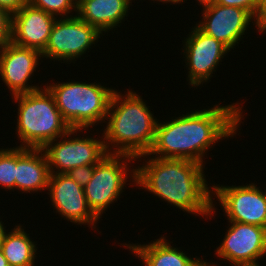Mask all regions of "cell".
Instances as JSON below:
<instances>
[{
  "label": "cell",
  "mask_w": 266,
  "mask_h": 266,
  "mask_svg": "<svg viewBox=\"0 0 266 266\" xmlns=\"http://www.w3.org/2000/svg\"><path fill=\"white\" fill-rule=\"evenodd\" d=\"M243 105L238 101L215 104L201 110L157 122L155 139L147 155L159 158L186 159L206 165L205 155L220 140L237 134L244 121ZM166 122V123H165ZM238 129V130H237Z\"/></svg>",
  "instance_id": "obj_1"
},
{
  "label": "cell",
  "mask_w": 266,
  "mask_h": 266,
  "mask_svg": "<svg viewBox=\"0 0 266 266\" xmlns=\"http://www.w3.org/2000/svg\"><path fill=\"white\" fill-rule=\"evenodd\" d=\"M142 158L145 160L143 165L135 167V187L153 193L178 211L213 218L217 210L213 203L218 202L212 198V186H208L205 166L186 159L147 154L137 157L136 161L141 162Z\"/></svg>",
  "instance_id": "obj_2"
},
{
  "label": "cell",
  "mask_w": 266,
  "mask_h": 266,
  "mask_svg": "<svg viewBox=\"0 0 266 266\" xmlns=\"http://www.w3.org/2000/svg\"><path fill=\"white\" fill-rule=\"evenodd\" d=\"M120 92H113L105 121L107 125L102 129L105 148L108 154L137 158L150 151L159 119L138 92L132 89H127L125 94Z\"/></svg>",
  "instance_id": "obj_3"
},
{
  "label": "cell",
  "mask_w": 266,
  "mask_h": 266,
  "mask_svg": "<svg viewBox=\"0 0 266 266\" xmlns=\"http://www.w3.org/2000/svg\"><path fill=\"white\" fill-rule=\"evenodd\" d=\"M12 99L18 103L15 131L21 140L19 147L43 149L71 129L45 86L34 92L12 96Z\"/></svg>",
  "instance_id": "obj_4"
},
{
  "label": "cell",
  "mask_w": 266,
  "mask_h": 266,
  "mask_svg": "<svg viewBox=\"0 0 266 266\" xmlns=\"http://www.w3.org/2000/svg\"><path fill=\"white\" fill-rule=\"evenodd\" d=\"M43 86L53 95L63 120L71 129L90 131L92 127L105 123L110 101L116 90L102 86L100 82L86 83L72 79Z\"/></svg>",
  "instance_id": "obj_5"
},
{
  "label": "cell",
  "mask_w": 266,
  "mask_h": 266,
  "mask_svg": "<svg viewBox=\"0 0 266 266\" xmlns=\"http://www.w3.org/2000/svg\"><path fill=\"white\" fill-rule=\"evenodd\" d=\"M131 161L133 164L136 158L127 154H107L95 164L93 176L84 187V194L90 209L99 219L111 204L121 198L128 180L129 186H135L136 169L129 165Z\"/></svg>",
  "instance_id": "obj_6"
},
{
  "label": "cell",
  "mask_w": 266,
  "mask_h": 266,
  "mask_svg": "<svg viewBox=\"0 0 266 266\" xmlns=\"http://www.w3.org/2000/svg\"><path fill=\"white\" fill-rule=\"evenodd\" d=\"M83 130L88 131V129H70L65 135L52 140L43 148L48 159L50 174L67 173L78 166L97 164L108 154L103 134L99 136L101 139L90 135L81 137L80 133Z\"/></svg>",
  "instance_id": "obj_7"
},
{
  "label": "cell",
  "mask_w": 266,
  "mask_h": 266,
  "mask_svg": "<svg viewBox=\"0 0 266 266\" xmlns=\"http://www.w3.org/2000/svg\"><path fill=\"white\" fill-rule=\"evenodd\" d=\"M104 36L97 28L89 25L77 15L57 18L50 34L42 59L60 61L61 63H76L81 56L89 53ZM90 48V49H89ZM62 60L64 62H62ZM70 62V63H68Z\"/></svg>",
  "instance_id": "obj_8"
},
{
  "label": "cell",
  "mask_w": 266,
  "mask_h": 266,
  "mask_svg": "<svg viewBox=\"0 0 266 266\" xmlns=\"http://www.w3.org/2000/svg\"><path fill=\"white\" fill-rule=\"evenodd\" d=\"M182 54L187 72V82L193 88L209 83L219 63L231 50L221 41L206 35L196 25L184 37Z\"/></svg>",
  "instance_id": "obj_9"
},
{
  "label": "cell",
  "mask_w": 266,
  "mask_h": 266,
  "mask_svg": "<svg viewBox=\"0 0 266 266\" xmlns=\"http://www.w3.org/2000/svg\"><path fill=\"white\" fill-rule=\"evenodd\" d=\"M228 222L227 232L216 247L214 256L226 260L225 263L228 261L232 266H260L258 260L266 257V228Z\"/></svg>",
  "instance_id": "obj_10"
},
{
  "label": "cell",
  "mask_w": 266,
  "mask_h": 266,
  "mask_svg": "<svg viewBox=\"0 0 266 266\" xmlns=\"http://www.w3.org/2000/svg\"><path fill=\"white\" fill-rule=\"evenodd\" d=\"M217 198L226 220L266 228V199L257 183L247 185H212V198Z\"/></svg>",
  "instance_id": "obj_11"
},
{
  "label": "cell",
  "mask_w": 266,
  "mask_h": 266,
  "mask_svg": "<svg viewBox=\"0 0 266 266\" xmlns=\"http://www.w3.org/2000/svg\"><path fill=\"white\" fill-rule=\"evenodd\" d=\"M201 10L202 19L195 25L206 35L221 41L230 50H234L245 33L248 34L251 23L257 28L256 31L263 33L255 18L242 8L214 4Z\"/></svg>",
  "instance_id": "obj_12"
},
{
  "label": "cell",
  "mask_w": 266,
  "mask_h": 266,
  "mask_svg": "<svg viewBox=\"0 0 266 266\" xmlns=\"http://www.w3.org/2000/svg\"><path fill=\"white\" fill-rule=\"evenodd\" d=\"M42 53L9 41L0 48V78L10 96L37 91L43 87L33 85L31 79L42 61ZM31 83V85H30Z\"/></svg>",
  "instance_id": "obj_13"
},
{
  "label": "cell",
  "mask_w": 266,
  "mask_h": 266,
  "mask_svg": "<svg viewBox=\"0 0 266 266\" xmlns=\"http://www.w3.org/2000/svg\"><path fill=\"white\" fill-rule=\"evenodd\" d=\"M47 190L53 209L64 220L80 226L87 225L95 230L100 219L90 209L84 188L67 173L50 174Z\"/></svg>",
  "instance_id": "obj_14"
},
{
  "label": "cell",
  "mask_w": 266,
  "mask_h": 266,
  "mask_svg": "<svg viewBox=\"0 0 266 266\" xmlns=\"http://www.w3.org/2000/svg\"><path fill=\"white\" fill-rule=\"evenodd\" d=\"M56 19L57 17L27 3L12 14L11 42L42 53Z\"/></svg>",
  "instance_id": "obj_15"
},
{
  "label": "cell",
  "mask_w": 266,
  "mask_h": 266,
  "mask_svg": "<svg viewBox=\"0 0 266 266\" xmlns=\"http://www.w3.org/2000/svg\"><path fill=\"white\" fill-rule=\"evenodd\" d=\"M49 177V163L43 149L16 146L15 189L29 194L42 190L46 193Z\"/></svg>",
  "instance_id": "obj_16"
},
{
  "label": "cell",
  "mask_w": 266,
  "mask_h": 266,
  "mask_svg": "<svg viewBox=\"0 0 266 266\" xmlns=\"http://www.w3.org/2000/svg\"><path fill=\"white\" fill-rule=\"evenodd\" d=\"M165 235L148 244H130L123 242L122 247L130 249L144 266H206V260L202 257H191L182 251V247H175ZM170 241V242H169ZM125 243V244H124ZM202 258V259H201Z\"/></svg>",
  "instance_id": "obj_17"
},
{
  "label": "cell",
  "mask_w": 266,
  "mask_h": 266,
  "mask_svg": "<svg viewBox=\"0 0 266 266\" xmlns=\"http://www.w3.org/2000/svg\"><path fill=\"white\" fill-rule=\"evenodd\" d=\"M131 6L128 0H77L76 15L105 36L128 19Z\"/></svg>",
  "instance_id": "obj_18"
},
{
  "label": "cell",
  "mask_w": 266,
  "mask_h": 266,
  "mask_svg": "<svg viewBox=\"0 0 266 266\" xmlns=\"http://www.w3.org/2000/svg\"><path fill=\"white\" fill-rule=\"evenodd\" d=\"M14 227L3 236L0 245L3 255L9 266H35L37 244L23 229L24 226L19 224Z\"/></svg>",
  "instance_id": "obj_19"
},
{
  "label": "cell",
  "mask_w": 266,
  "mask_h": 266,
  "mask_svg": "<svg viewBox=\"0 0 266 266\" xmlns=\"http://www.w3.org/2000/svg\"><path fill=\"white\" fill-rule=\"evenodd\" d=\"M16 146L0 149V186L6 191L15 190Z\"/></svg>",
  "instance_id": "obj_20"
},
{
  "label": "cell",
  "mask_w": 266,
  "mask_h": 266,
  "mask_svg": "<svg viewBox=\"0 0 266 266\" xmlns=\"http://www.w3.org/2000/svg\"><path fill=\"white\" fill-rule=\"evenodd\" d=\"M28 3L57 18L74 16V12L76 15L77 0H28Z\"/></svg>",
  "instance_id": "obj_21"
},
{
  "label": "cell",
  "mask_w": 266,
  "mask_h": 266,
  "mask_svg": "<svg viewBox=\"0 0 266 266\" xmlns=\"http://www.w3.org/2000/svg\"><path fill=\"white\" fill-rule=\"evenodd\" d=\"M95 164L93 165H85V166H78L73 168L67 172L68 176L75 181L78 185L84 188L94 173Z\"/></svg>",
  "instance_id": "obj_22"
},
{
  "label": "cell",
  "mask_w": 266,
  "mask_h": 266,
  "mask_svg": "<svg viewBox=\"0 0 266 266\" xmlns=\"http://www.w3.org/2000/svg\"><path fill=\"white\" fill-rule=\"evenodd\" d=\"M12 15L0 8V47L11 41Z\"/></svg>",
  "instance_id": "obj_23"
},
{
  "label": "cell",
  "mask_w": 266,
  "mask_h": 266,
  "mask_svg": "<svg viewBox=\"0 0 266 266\" xmlns=\"http://www.w3.org/2000/svg\"><path fill=\"white\" fill-rule=\"evenodd\" d=\"M258 1L259 0H217L216 4L242 8L256 18Z\"/></svg>",
  "instance_id": "obj_24"
},
{
  "label": "cell",
  "mask_w": 266,
  "mask_h": 266,
  "mask_svg": "<svg viewBox=\"0 0 266 266\" xmlns=\"http://www.w3.org/2000/svg\"><path fill=\"white\" fill-rule=\"evenodd\" d=\"M27 3L28 0H0V8L7 10L12 15Z\"/></svg>",
  "instance_id": "obj_25"
},
{
  "label": "cell",
  "mask_w": 266,
  "mask_h": 266,
  "mask_svg": "<svg viewBox=\"0 0 266 266\" xmlns=\"http://www.w3.org/2000/svg\"><path fill=\"white\" fill-rule=\"evenodd\" d=\"M256 23L258 27L265 33L266 32V0L258 1V8L256 12Z\"/></svg>",
  "instance_id": "obj_26"
},
{
  "label": "cell",
  "mask_w": 266,
  "mask_h": 266,
  "mask_svg": "<svg viewBox=\"0 0 266 266\" xmlns=\"http://www.w3.org/2000/svg\"><path fill=\"white\" fill-rule=\"evenodd\" d=\"M187 1V0H185ZM199 4V6L202 5V8H206L208 6L216 4L217 0H196Z\"/></svg>",
  "instance_id": "obj_27"
},
{
  "label": "cell",
  "mask_w": 266,
  "mask_h": 266,
  "mask_svg": "<svg viewBox=\"0 0 266 266\" xmlns=\"http://www.w3.org/2000/svg\"><path fill=\"white\" fill-rule=\"evenodd\" d=\"M151 1H154V3H155V1L156 2H159V3H157V4H159L160 5V3H168V4H170V5H175V4H184L183 2H185V0H151ZM172 3V4H171Z\"/></svg>",
  "instance_id": "obj_28"
},
{
  "label": "cell",
  "mask_w": 266,
  "mask_h": 266,
  "mask_svg": "<svg viewBox=\"0 0 266 266\" xmlns=\"http://www.w3.org/2000/svg\"><path fill=\"white\" fill-rule=\"evenodd\" d=\"M4 225H5L4 222L0 218V245L2 243L3 236H4L5 232L7 231L6 226H4Z\"/></svg>",
  "instance_id": "obj_29"
},
{
  "label": "cell",
  "mask_w": 266,
  "mask_h": 266,
  "mask_svg": "<svg viewBox=\"0 0 266 266\" xmlns=\"http://www.w3.org/2000/svg\"><path fill=\"white\" fill-rule=\"evenodd\" d=\"M0 266H9L8 261L6 260L5 256L0 249Z\"/></svg>",
  "instance_id": "obj_30"
},
{
  "label": "cell",
  "mask_w": 266,
  "mask_h": 266,
  "mask_svg": "<svg viewBox=\"0 0 266 266\" xmlns=\"http://www.w3.org/2000/svg\"><path fill=\"white\" fill-rule=\"evenodd\" d=\"M206 266H218L217 265V262L215 263V262H207V260H206Z\"/></svg>",
  "instance_id": "obj_31"
},
{
  "label": "cell",
  "mask_w": 266,
  "mask_h": 266,
  "mask_svg": "<svg viewBox=\"0 0 266 266\" xmlns=\"http://www.w3.org/2000/svg\"><path fill=\"white\" fill-rule=\"evenodd\" d=\"M263 189H264V190H263ZM263 189H261V191H262V193H263L264 198L266 199V189H265V187H264Z\"/></svg>",
  "instance_id": "obj_32"
}]
</instances>
